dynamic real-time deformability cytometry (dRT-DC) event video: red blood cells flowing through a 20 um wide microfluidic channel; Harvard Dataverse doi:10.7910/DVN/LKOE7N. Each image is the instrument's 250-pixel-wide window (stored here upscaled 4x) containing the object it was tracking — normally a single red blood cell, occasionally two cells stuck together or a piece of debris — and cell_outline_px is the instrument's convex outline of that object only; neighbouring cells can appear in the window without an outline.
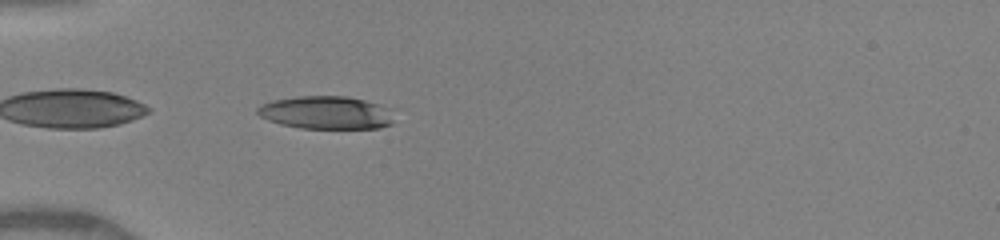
{"species": "human", "species_latin": "Homo sapiens", "temperature_condition": "warm", "stored_images_in_passage": 34, "camera_frame_rate_fps": 3000, "um_per_image_px": 0.085, "donor": {"sex": "female"}, "frame": {"image": 1, "passage_image": 1, "time_ms": 0.0, "image_size_px": [1000, 240], "cell_outline_px": [[392, 124], [380, 128], [300, 128], [280, 124], [268, 120], [260, 116], [256, 112], [256, 108], [260, 104], [272, 100], [296, 96], [348, 96], [364, 100], [388, 108], [392, 120]], "centroid_in_image_um": [27.65, 9.57], "position_along_channel_um": 57.3, "area_um2": 26.18}}
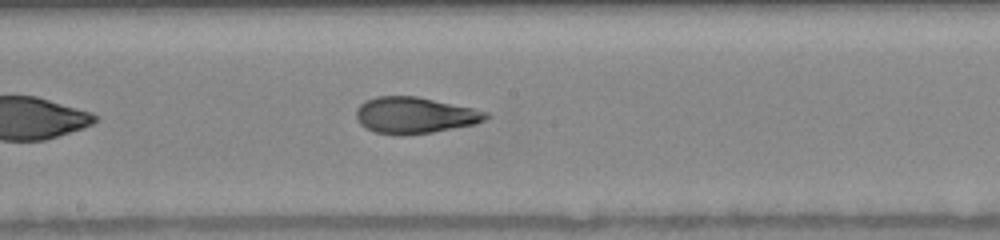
{"frame": {"image": 2, "passage_image": 13, "time_ms": 4.0, "image_size_px": [1000, 240], "cell_outline_px": [[492, 116], [476, 124], [432, 132], [404, 136], [400, 136], [376, 132], [360, 124], [356, 120], [356, 108], [364, 100], [376, 96], [416, 96], [472, 108], [488, 112]], "centroid_in_image_um": [35.24, 9.8], "position_along_channel_um": 213.0, "area_um2": 27.63}}
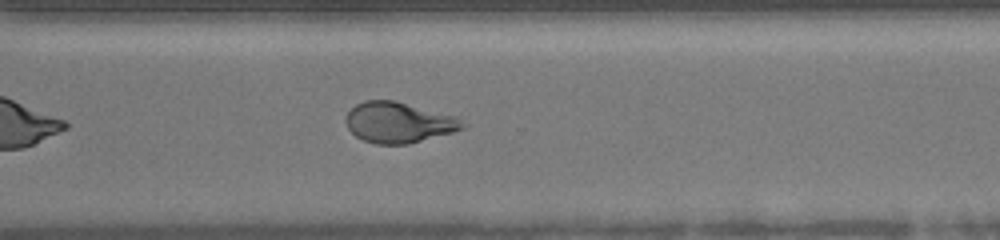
{"frame": {"image": 3, "passage_image": 22, "time_ms": 7.0, "image_size_px": [1000, 240], "cell_outline_px": [[468, 124], [464, 128], [452, 132], [408, 144], [376, 144], [364, 140], [356, 136], [348, 128], [344, 120], [344, 116], [356, 104], [364, 100], [396, 100], [460, 116]], "centroid_in_image_um": [33.93, 10.38], "position_along_channel_um": 336.7, "area_um2": 28.15}, "authors_computed_cell_mechanics": {"area_um2": 27.5706, "velocity_mm_per_s": 4.1402, "shape_relaxation_time_tau1_ms": 10.0651, "shape_relaxation_time_tau2_ms": 1.2282, "deformation_change_tau1": 0.2948, "deformation_change_tau2": 0.0876}}